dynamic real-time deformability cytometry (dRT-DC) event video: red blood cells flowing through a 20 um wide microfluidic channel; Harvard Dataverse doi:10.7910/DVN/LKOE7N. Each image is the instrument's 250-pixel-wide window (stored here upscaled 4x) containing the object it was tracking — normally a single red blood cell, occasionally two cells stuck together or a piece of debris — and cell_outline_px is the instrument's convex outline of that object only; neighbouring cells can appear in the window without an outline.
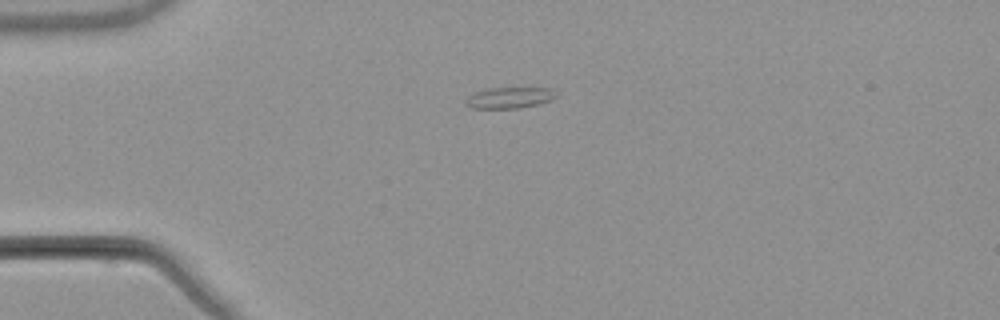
{"species": "common noctule bat (a hibernating species)", "species_latin": "Nyctalus noctula", "temperature_condition": "warm", "stored_images_in_passage": 2, "camera_frame_rate_fps": 3000, "um_per_image_px": 0.085, "animal": {"sex": "male", "body_mass_g": 21.5, "forearm_length_mm": 52.0}, "frame": {"image": 1, "passage_image": 1, "time_ms": 0.0, "image_size_px": [1000, 320], "cell_outline_px": [[560, 96], [552, 100], [540, 104], [520, 108], [472, 108], [464, 104], [464, 100], [468, 96], [476, 92], [488, 88], [552, 88]], "centroid_in_image_um": [43.35, 8.31], "position_along_channel_um": 41.6, "area_um2": 11.33}}